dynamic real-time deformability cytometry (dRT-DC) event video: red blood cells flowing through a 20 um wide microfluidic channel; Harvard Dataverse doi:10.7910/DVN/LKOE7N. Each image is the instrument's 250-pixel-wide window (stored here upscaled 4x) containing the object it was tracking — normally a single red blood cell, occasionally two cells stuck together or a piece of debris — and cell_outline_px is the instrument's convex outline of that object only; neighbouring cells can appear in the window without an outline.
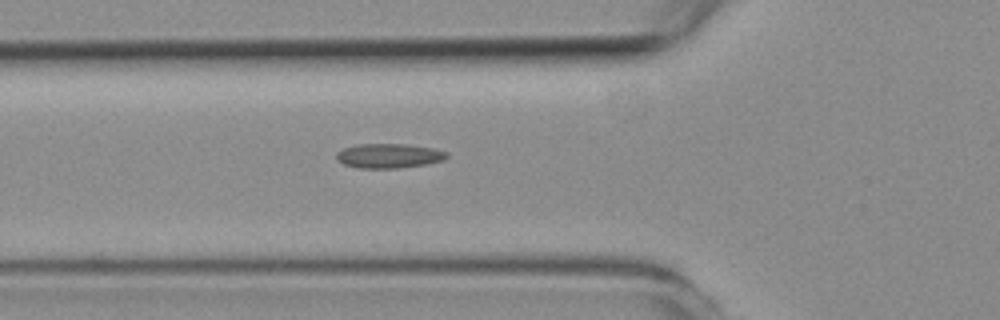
{"species": "common noctule bat (a hibernating species)", "species_latin": "Nyctalus noctula", "temperature_condition": "room temperature", "stored_images_in_passage": 5, "camera_frame_rate_fps": 3000, "um_per_image_px": 0.085, "animal": {"sex": "female", "body_mass_g": 19.3, "forearm_length_mm": 54.1}, "frame": {"image": 1, "passage_image": 5, "time_ms": 4.667, "image_size_px": [1000, 320], "cell_outline_px": [[448, 156], [444, 160], [428, 164], [400, 168], [360, 168], [344, 164], [336, 160], [336, 152], [344, 148], [356, 144], [404, 144], [432, 148], [448, 152]], "centroid_in_image_um": [33.05, 13.25], "position_along_channel_um": 92.7, "area_um2": 15.84}}